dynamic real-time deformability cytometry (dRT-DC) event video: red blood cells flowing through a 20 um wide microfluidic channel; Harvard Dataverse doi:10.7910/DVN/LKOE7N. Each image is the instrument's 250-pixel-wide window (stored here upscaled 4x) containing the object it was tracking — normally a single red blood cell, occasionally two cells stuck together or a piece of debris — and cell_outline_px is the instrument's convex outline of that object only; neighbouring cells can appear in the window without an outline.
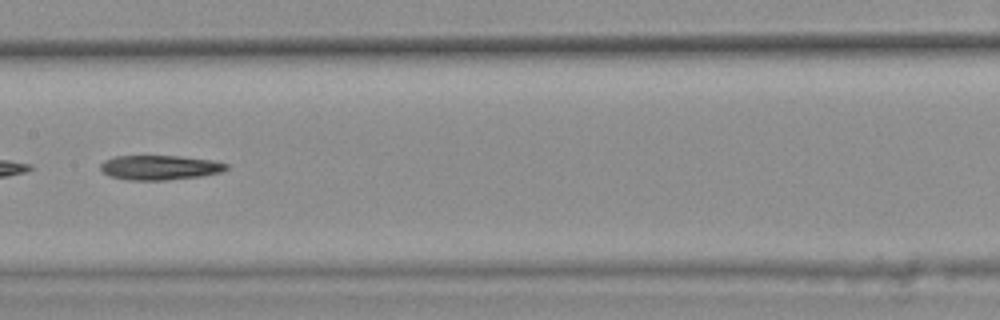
{"species": "common noctule bat (a hibernating species)", "species_latin": "Nyctalus noctula", "temperature_condition": "warm", "stored_images_in_passage": 45, "camera_frame_rate_fps": 3000, "um_per_image_px": 0.085, "animal": {"sex": "female", "body_mass_g": 25.1}, "frame": {"image": 1, "passage_image": 26, "time_ms": 8.333, "image_size_px": [1000, 320], "cell_outline_px": [[228, 168], [220, 172], [200, 176], [164, 180], [124, 180], [108, 176], [100, 168], [100, 164], [104, 160], [112, 156], [180, 156], [212, 160], [228, 164]], "centroid_in_image_um": [13.53, 14.24], "position_along_channel_um": 193.9, "area_um2": 18.09}, "authors_computed_cell_mechanics": {"area_um2": 19.1896, "velocity_mm_per_s": 3.8076, "shape_relaxation_time_tau1_ms": 10.5572, "shape_relaxation_time_tau2_ms": null, "deformation_change_tau1": 0.1966, "deformation_change_tau2": null}}